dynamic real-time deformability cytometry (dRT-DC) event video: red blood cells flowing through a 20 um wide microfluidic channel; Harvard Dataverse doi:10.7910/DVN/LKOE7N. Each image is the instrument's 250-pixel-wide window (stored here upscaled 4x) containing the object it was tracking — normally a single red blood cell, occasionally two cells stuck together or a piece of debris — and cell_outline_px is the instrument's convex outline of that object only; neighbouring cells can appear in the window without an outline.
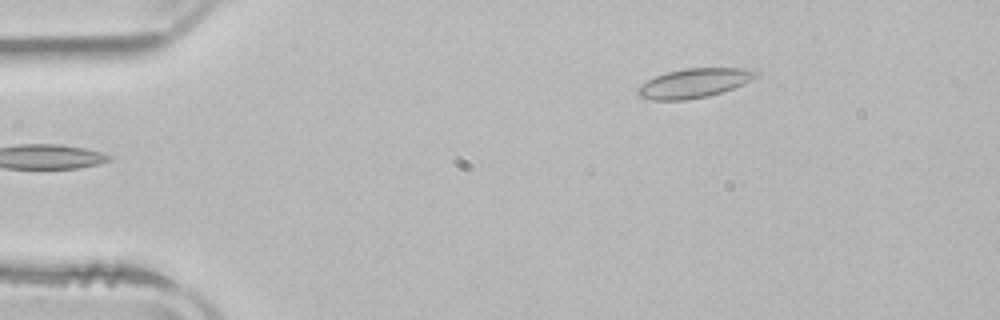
{"species": "common noctule bat (a hibernating species)", "species_latin": "Nyctalus noctula", "temperature_condition": "room temperature", "stored_images_in_passage": 3, "camera_frame_rate_fps": 3000, "um_per_image_px": 0.085, "animal": {"sex": "male", "body_mass_g": 21.5, "forearm_length_mm": 52.0}, "frame": {"image": 1, "passage_image": 3, "time_ms": 3.0, "image_size_px": [1000, 320], "cell_outline_px": [[760, 72], [752, 80], [744, 84], [708, 96], [684, 100], [652, 100], [640, 96], [636, 92], [636, 88], [648, 80], [656, 76], [668, 72], [684, 68], [756, 68]], "centroid_in_image_um": [59.04, 7.05], "position_along_channel_um": 26.0, "area_um2": 20.17}}